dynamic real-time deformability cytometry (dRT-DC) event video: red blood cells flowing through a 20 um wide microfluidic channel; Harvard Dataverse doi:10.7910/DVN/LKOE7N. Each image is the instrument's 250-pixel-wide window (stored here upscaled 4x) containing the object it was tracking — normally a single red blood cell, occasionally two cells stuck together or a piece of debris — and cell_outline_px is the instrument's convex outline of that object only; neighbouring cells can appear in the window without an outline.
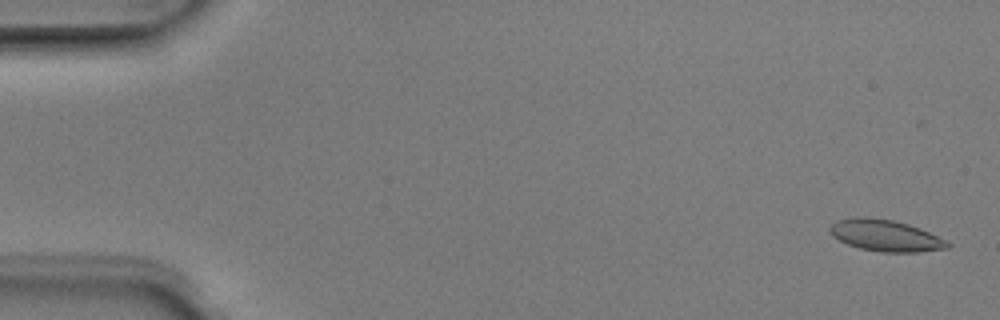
{"species": "Egyptian fruit bat (a non-hibernating species)", "species_latin": "Rousettus aegyptiacus", "temperature_condition": "room temperature", "stored_images_in_passage": 4, "camera_frame_rate_fps": 3000, "um_per_image_px": 0.085, "animal": {"sex": "male"}, "frame": {"image": 1, "passage_image": 1, "time_ms": 0.0, "image_size_px": [1000, 320], "cell_outline_px": [[952, 244], [948, 248], [916, 252], [880, 252], [860, 248], [848, 244], [832, 236], [828, 228], [836, 220], [856, 216], [864, 216], [892, 220], [908, 224], [920, 228]], "centroid_in_image_um": [75.22, 20.01], "position_along_channel_um": 9.8, "area_um2": 21.5}}